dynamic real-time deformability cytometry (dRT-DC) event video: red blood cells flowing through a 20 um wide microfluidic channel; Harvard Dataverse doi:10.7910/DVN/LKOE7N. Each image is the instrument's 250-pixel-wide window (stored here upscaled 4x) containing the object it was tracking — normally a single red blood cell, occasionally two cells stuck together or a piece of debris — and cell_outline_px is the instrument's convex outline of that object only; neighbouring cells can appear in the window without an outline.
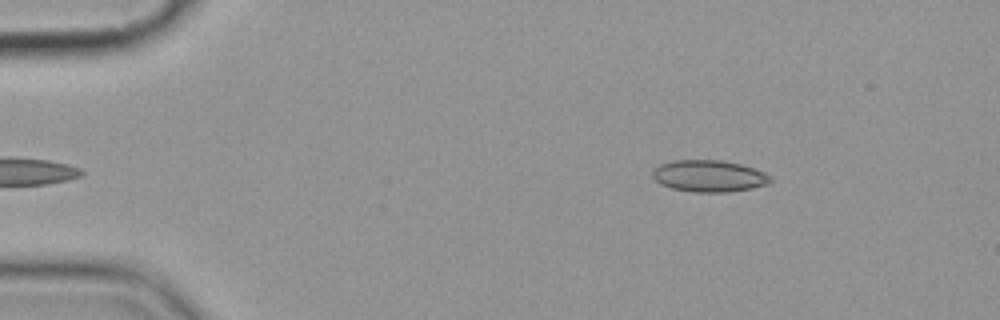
{"species": "common noctule bat (a hibernating species)", "species_latin": "Nyctalus noctula", "temperature_condition": "cold", "stored_images_in_passage": 5, "camera_frame_rate_fps": 3000, "um_per_image_px": 0.085, "animal": {"sex": "female", "body_mass_g": 19.9}, "frame": {"image": 1, "passage_image": 5, "time_ms": 5.667, "image_size_px": [1000, 320], "cell_outline_px": [[772, 180], [768, 184], [752, 188], [728, 192], [692, 192], [672, 188], [660, 184], [652, 176], [652, 172], [660, 164], [672, 160], [720, 160], [740, 164], [764, 172], [772, 176]], "centroid_in_image_um": [60.27, 14.96], "position_along_channel_um": 24.7, "area_um2": 21.79}}